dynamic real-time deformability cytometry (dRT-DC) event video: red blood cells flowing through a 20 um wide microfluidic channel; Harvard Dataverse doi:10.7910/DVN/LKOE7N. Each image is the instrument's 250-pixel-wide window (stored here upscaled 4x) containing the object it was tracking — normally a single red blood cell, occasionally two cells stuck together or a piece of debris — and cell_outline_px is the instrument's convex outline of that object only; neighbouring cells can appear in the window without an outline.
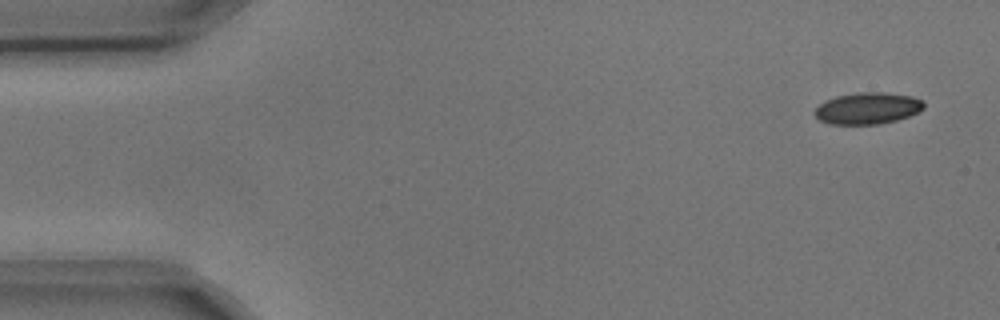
{"species": "common noctule bat (a hibernating species)", "species_latin": "Nyctalus noctula", "temperature_condition": "cold", "stored_images_in_passage": 4, "camera_frame_rate_fps": 3000, "um_per_image_px": 0.085, "animal": {"sex": "male", "body_mass_g": 17.9, "forearm_length_mm": 54.2}, "frame": {"image": 1, "passage_image": 1, "time_ms": 0.0, "image_size_px": [1000, 320], "cell_outline_px": [[924, 108], [908, 116], [896, 120], [880, 124], [828, 124], [820, 120], [812, 112], [824, 100], [836, 96], [860, 92], [884, 92], [912, 96], [924, 100]], "centroid_in_image_um": [73.73, 9.2], "position_along_channel_um": 11.3, "area_um2": 20.17}}
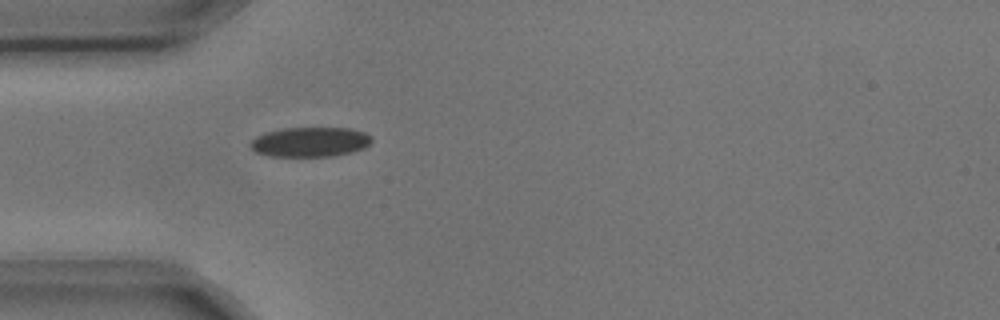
{"frame": {"image": 2, "passage_image": 4, "time_ms": 1.0, "image_size_px": [1000, 320], "cell_outline_px": [[372, 140], [364, 148], [352, 152], [332, 156], [268, 156], [256, 152], [248, 144], [256, 136], [264, 132], [284, 128], [348, 128], [364, 132], [372, 136]], "centroid_in_image_um": [26.34, 12.06], "position_along_channel_um": 58.7, "area_um2": 21.04}}